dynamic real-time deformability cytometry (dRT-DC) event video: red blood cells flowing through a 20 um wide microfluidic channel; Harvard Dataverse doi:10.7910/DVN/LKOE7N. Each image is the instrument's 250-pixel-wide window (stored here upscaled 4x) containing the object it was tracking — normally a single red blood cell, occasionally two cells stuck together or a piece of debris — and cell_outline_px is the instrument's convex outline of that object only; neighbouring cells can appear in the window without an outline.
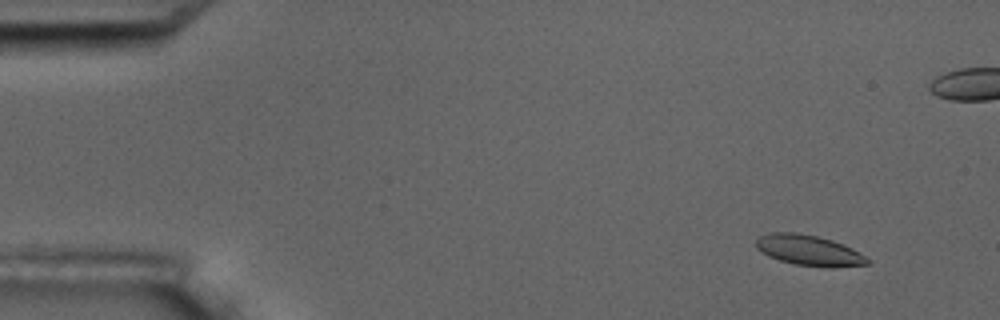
{"species": "common noctule bat (a hibernating species)", "species_latin": "Nyctalus noctula", "temperature_condition": "room temperature", "stored_images_in_passage": 6, "camera_frame_rate_fps": 3000, "um_per_image_px": 0.085, "animal": {"sex": "male", "body_mass_g": 17.5, "forearm_length_mm": 52.3}, "frame": {"image": 1, "passage_image": 1, "time_ms": 0.0, "image_size_px": [1000, 320], "cell_outline_px": [[872, 260], [868, 264], [832, 268], [828, 268], [796, 264], [780, 260], [768, 256], [756, 248], [756, 240], [760, 236], [768, 232], [796, 232], [816, 236], [832, 240], [844, 244], [852, 248]], "centroid_in_image_um": [68.78, 21.28], "position_along_channel_um": 16.2, "area_um2": 19.94}}